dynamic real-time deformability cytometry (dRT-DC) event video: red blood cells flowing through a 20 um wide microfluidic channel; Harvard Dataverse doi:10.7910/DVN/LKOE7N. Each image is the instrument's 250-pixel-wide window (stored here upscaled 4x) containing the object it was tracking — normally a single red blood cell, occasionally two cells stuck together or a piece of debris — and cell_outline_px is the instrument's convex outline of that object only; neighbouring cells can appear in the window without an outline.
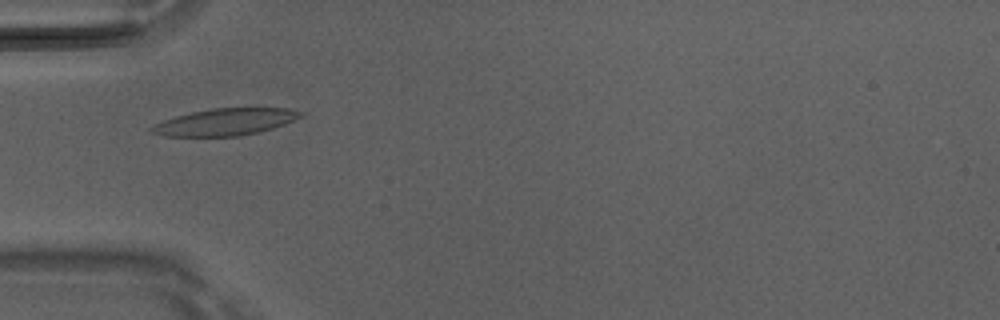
{"species": "Egyptian fruit bat (a non-hibernating species)", "species_latin": "Rousettus aegyptiacus", "temperature_condition": "room temperature", "stored_images_in_passage": 38, "camera_frame_rate_fps": 3000, "um_per_image_px": 0.085, "animal": {"sex": "male"}, "frame": {"image": 1, "passage_image": 4, "time_ms": 1.0, "image_size_px": [1000, 320], "cell_outline_px": [[304, 116], [284, 124], [272, 128], [240, 136], [164, 136], [152, 132], [148, 128], [152, 124], [176, 116], [192, 112], [212, 108], [288, 108], [304, 112]], "centroid_in_image_um": [19.14, 10.36], "position_along_channel_um": 65.9, "area_um2": 23.29}}
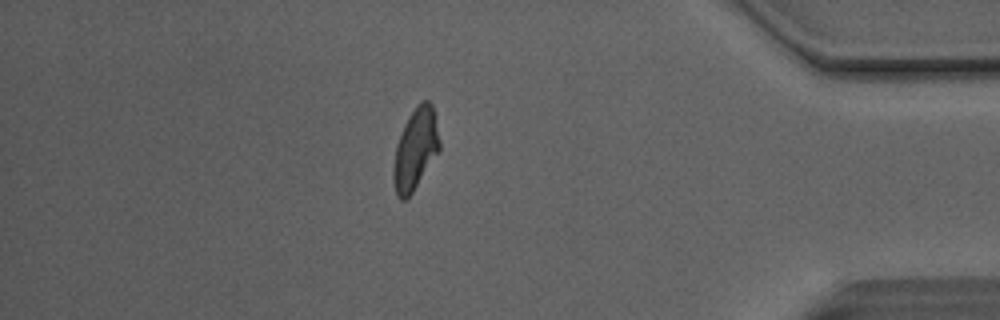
{"frame": {"image": 2, "passage_image": 31, "time_ms": 10.0, "image_size_px": [1000, 320], "cell_outline_px": [[440, 152], [408, 200], [400, 200], [396, 196], [392, 176], [392, 168], [396, 144], [404, 124], [408, 116], [416, 104], [420, 100], [428, 100], [432, 104], [440, 140]], "centroid_in_image_um": [35.3, 12.72], "position_along_channel_um": 399.9, "area_um2": 22.54}}
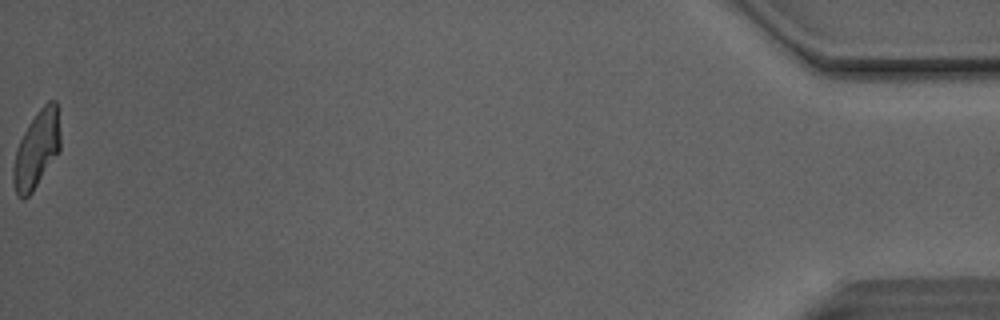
{"frame": {"image": 3, "passage_image": 38, "time_ms": 12.333, "image_size_px": [1000, 320], "cell_outline_px": [[60, 152], [32, 192], [24, 200], [16, 196], [12, 180], [12, 168], [16, 148], [28, 124], [40, 108], [48, 100], [56, 100], [60, 132]], "centroid_in_image_um": [3.1, 12.74], "position_along_channel_um": 432.1, "area_um2": 21.44}, "authors_computed_cell_mechanics": {"area_um2": 22.0507, "velocity_mm_per_s": 4.1352, "shape_relaxation_time_tau1_ms": 6.1856, "shape_relaxation_time_tau2_ms": 2.223, "deformation_change_tau1": 0.2026, "deformation_change_tau2": 0.0684}}